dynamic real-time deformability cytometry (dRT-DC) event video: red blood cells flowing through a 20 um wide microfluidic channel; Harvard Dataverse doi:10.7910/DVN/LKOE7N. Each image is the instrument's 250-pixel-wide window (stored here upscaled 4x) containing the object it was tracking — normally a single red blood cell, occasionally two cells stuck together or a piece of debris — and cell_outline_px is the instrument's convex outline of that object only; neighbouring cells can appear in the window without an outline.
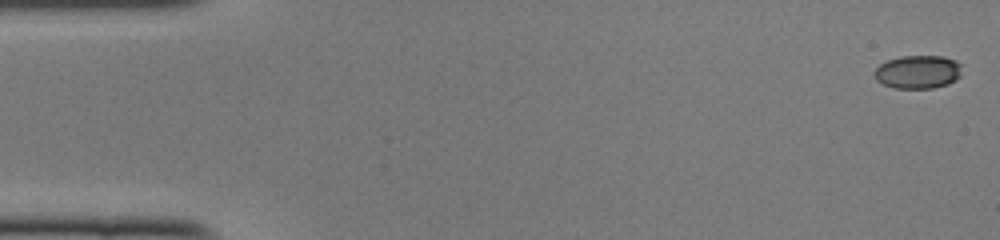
{"species": "common noctule bat (a hibernating species)", "species_latin": "Nyctalus noctula", "temperature_condition": "cold", "stored_images_in_passage": 49, "camera_frame_rate_fps": 3000, "um_per_image_px": 0.085, "animal": {"sex": "female", "body_mass_g": 22.0, "forearm_length_mm": 56.7}, "frame": {"image": 1, "passage_image": 1, "time_ms": 0.0, "image_size_px": [1000, 240], "cell_outline_px": [[960, 76], [956, 80], [948, 84], [932, 88], [896, 88], [884, 84], [876, 80], [872, 72], [880, 64], [888, 60], [900, 56], [944, 56], [956, 60], [960, 64]], "centroid_in_image_um": [78.01, 6.11], "position_along_channel_um": 7.0, "area_um2": 17.05}}
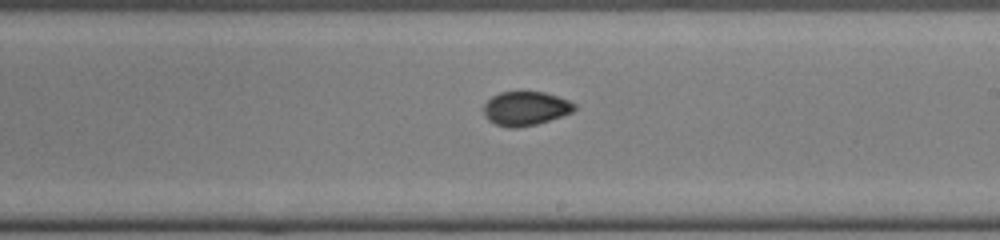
{"frame": {"image": 2, "passage_image": 28, "time_ms": 9.0, "image_size_px": [1000, 240], "cell_outline_px": [[576, 108], [572, 112], [536, 124], [516, 128], [508, 128], [496, 124], [488, 120], [484, 116], [484, 104], [492, 96], [500, 92], [544, 92], [568, 100], [576, 104]], "centroid_in_image_um": [44.65, 9.22], "position_along_channel_um": 244.4, "area_um2": 17.86}}
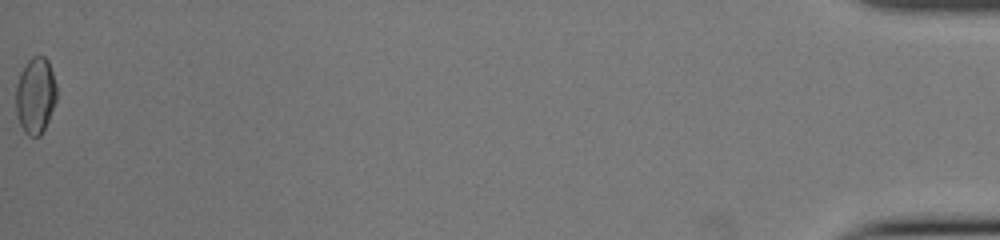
{"frame": {"image": 3, "passage_image": 49, "time_ms": 16.0, "image_size_px": [1000, 240], "cell_outline_px": [[56, 100], [48, 120], [40, 136], [28, 136], [24, 132], [20, 124], [16, 112], [16, 84], [20, 72], [28, 60], [32, 56], [44, 56], [48, 60], [56, 84]], "centroid_in_image_um": [3.0, 8.11], "position_along_channel_um": 432.2, "area_um2": 18.09}, "authors_computed_cell_mechanics": {"area_um2": 17.8602, "velocity_mm_per_s": 4.1287, "shape_relaxation_time_tau1_ms": null, "shape_relaxation_time_tau2_ms": 1.2875, "deformation_change_tau1": null, "deformation_change_tau2": 0.0376}}